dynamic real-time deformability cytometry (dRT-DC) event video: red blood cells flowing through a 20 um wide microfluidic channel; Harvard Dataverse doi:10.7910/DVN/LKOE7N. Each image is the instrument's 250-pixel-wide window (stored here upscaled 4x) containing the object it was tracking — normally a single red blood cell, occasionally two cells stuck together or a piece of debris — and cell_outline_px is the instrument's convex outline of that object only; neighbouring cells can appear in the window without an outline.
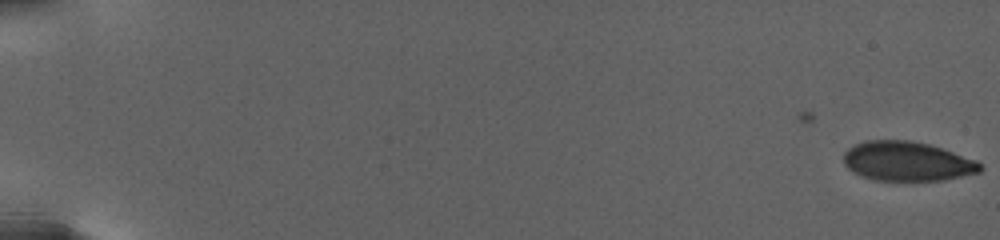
{"species": "human", "species_latin": "Homo sapiens", "temperature_condition": "warm", "stored_images_in_passage": 36, "camera_frame_rate_fps": 3000, "um_per_image_px": 0.085, "donor": {"sex": "female"}, "frame": {"image": 1, "passage_image": 1, "time_ms": 0.0, "image_size_px": [1000, 240], "cell_outline_px": [[980, 172], [944, 180], [876, 180], [864, 176], [848, 168], [844, 164], [844, 152], [848, 148], [856, 144], [868, 140], [908, 140], [928, 144], [976, 160], [980, 164]], "centroid_in_image_um": [77.09, 13.7], "position_along_channel_um": 7.9, "area_um2": 30.87}}
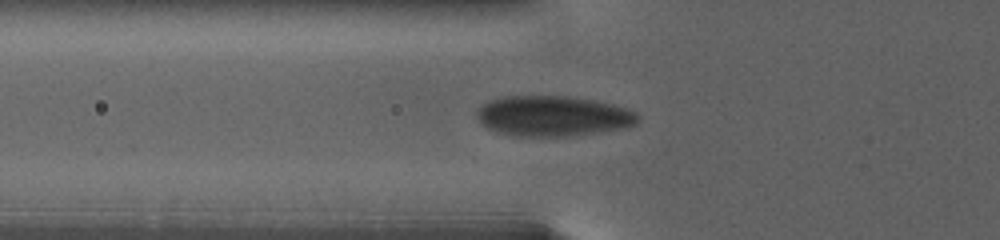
{"frame": {"image": 2, "passage_image": 28, "time_ms": 10.333, "image_size_px": [1000, 240], "cell_outline_px": [[640, 116], [636, 124], [628, 128], [568, 136], [512, 136], [496, 132], [488, 128], [476, 116], [476, 108], [488, 100], [500, 96], [568, 96], [596, 100], [612, 104], [636, 112]], "centroid_in_image_um": [46.99, 9.86], "position_along_channel_um": 78.8, "area_um2": 38.26}}
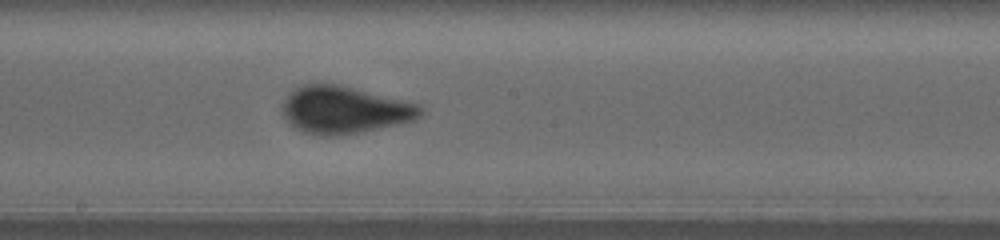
{"frame": {"image": 3, "passage_image": 36, "time_ms": 15.667, "image_size_px": [1000, 240], "cell_outline_px": [[424, 112], [416, 120], [380, 128], [336, 136], [320, 136], [304, 132], [288, 124], [284, 116], [284, 100], [288, 92], [304, 84], [336, 84], [420, 104]], "centroid_in_image_um": [29.27, 9.35], "position_along_channel_um": 218.9, "area_um2": 37.86}}